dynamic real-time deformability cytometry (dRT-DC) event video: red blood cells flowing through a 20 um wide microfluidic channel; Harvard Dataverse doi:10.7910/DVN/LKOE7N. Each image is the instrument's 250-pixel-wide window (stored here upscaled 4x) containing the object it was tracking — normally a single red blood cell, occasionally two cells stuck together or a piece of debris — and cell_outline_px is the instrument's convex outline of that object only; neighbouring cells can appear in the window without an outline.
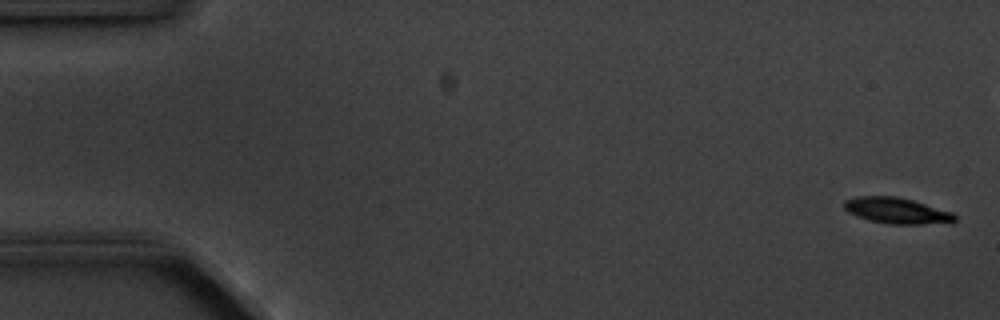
{"species": "common noctule bat (a hibernating species)", "species_latin": "Nyctalus noctula", "temperature_condition": "cold", "stored_images_in_passage": 6, "camera_frame_rate_fps": 3000, "um_per_image_px": 0.085, "animal": {"sex": "male", "body_mass_g": 20.1, "forearm_length_mm": 53.5}, "frame": {"image": 1, "passage_image": 1, "time_ms": 0.0, "image_size_px": [1000, 320], "cell_outline_px": [[956, 220], [952, 224], [888, 224], [868, 220], [856, 216], [848, 212], [844, 208], [844, 200], [856, 196], [896, 196], [912, 200], [956, 212]], "centroid_in_image_um": [76.3, 17.92], "position_along_channel_um": 8.7, "area_um2": 17.22}}
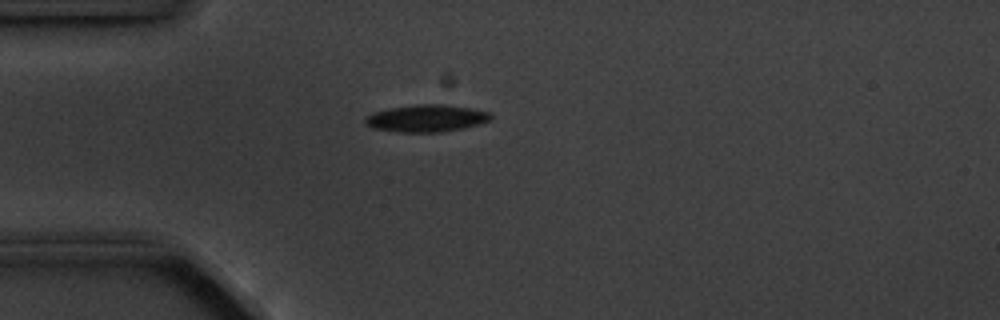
{"frame": {"image": 2, "passage_image": 6, "time_ms": 6.667, "image_size_px": [1000, 320], "cell_outline_px": [[492, 120], [464, 128], [444, 132], [396, 132], [372, 128], [364, 120], [364, 116], [372, 112], [388, 108], [416, 104], [440, 104], [472, 108], [488, 112], [492, 116]], "centroid_in_image_um": [36.22, 10.05], "position_along_channel_um": 48.8, "area_um2": 20.06}}